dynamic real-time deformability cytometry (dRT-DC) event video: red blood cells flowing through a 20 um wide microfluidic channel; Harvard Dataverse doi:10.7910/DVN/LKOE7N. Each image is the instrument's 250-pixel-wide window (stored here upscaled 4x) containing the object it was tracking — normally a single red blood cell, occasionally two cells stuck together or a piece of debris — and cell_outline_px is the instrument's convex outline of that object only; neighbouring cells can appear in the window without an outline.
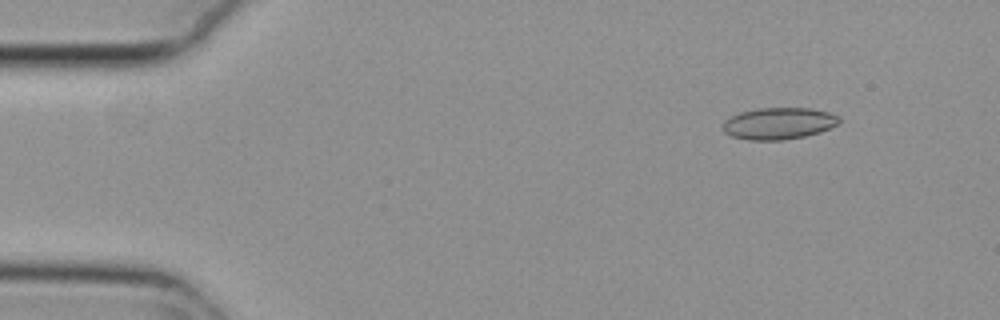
{"species": "common noctule bat (a hibernating species)", "species_latin": "Nyctalus noctula", "temperature_condition": "cold", "stored_images_in_passage": 54, "camera_frame_rate_fps": 3000, "um_per_image_px": 0.085, "animal": {"sex": "female", "body_mass_g": 29.2, "forearm_length_mm": 56.3}, "frame": {"image": 1, "passage_image": 6, "time_ms": 1.667, "image_size_px": [1000, 320], "cell_outline_px": [[840, 120], [836, 124], [820, 132], [804, 136], [784, 140], [748, 140], [732, 136], [724, 132], [724, 120], [740, 112], [760, 108], [812, 108], [828, 112], [840, 116]], "centroid_in_image_um": [66.19, 10.49], "position_along_channel_um": 18.8, "area_um2": 21.39}}
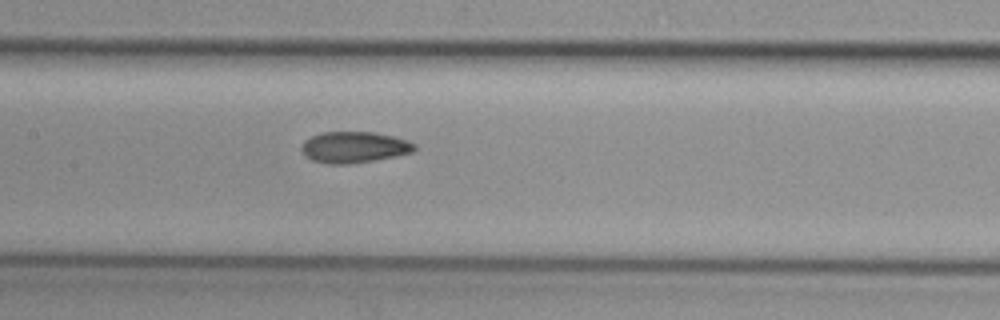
{"frame": {"image": 2, "passage_image": 26, "time_ms": 8.333, "image_size_px": [1000, 320], "cell_outline_px": [[416, 148], [412, 152], [396, 156], [348, 164], [328, 164], [312, 160], [304, 156], [300, 148], [304, 140], [312, 136], [324, 132], [372, 132], [392, 136], [408, 140], [416, 144]], "centroid_in_image_um": [30.08, 12.51], "position_along_channel_um": 177.3, "area_um2": 20.52}}
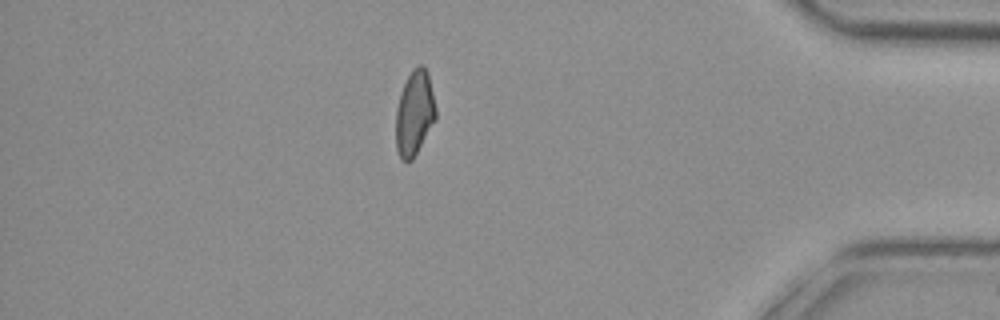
{"frame": {"image": 3, "passage_image": 47, "time_ms": 15.333, "image_size_px": [1000, 320], "cell_outline_px": [[436, 120], [412, 160], [400, 160], [396, 148], [396, 108], [400, 92], [412, 68], [420, 64], [424, 64], [428, 72], [436, 108]], "centroid_in_image_um": [35.23, 9.59], "position_along_channel_um": 400.0, "area_um2": 19.94}, "authors_computed_cell_mechanics": {"area_um2": 20.4901, "velocity_mm_per_s": 3.7783, "shape_relaxation_time_tau1_ms": null, "shape_relaxation_time_tau2_ms": 3.4957, "deformation_change_tau1": null, "deformation_change_tau2": 0.0854}}